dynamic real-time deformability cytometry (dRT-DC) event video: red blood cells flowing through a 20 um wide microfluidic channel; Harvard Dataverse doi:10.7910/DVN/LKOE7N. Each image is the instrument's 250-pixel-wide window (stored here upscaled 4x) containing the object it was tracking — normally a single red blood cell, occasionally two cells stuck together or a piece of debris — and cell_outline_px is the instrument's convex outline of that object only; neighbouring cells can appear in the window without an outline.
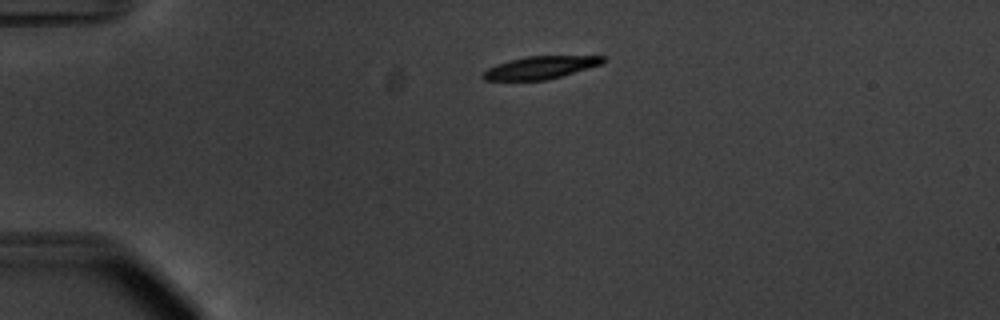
{"species": "common noctule bat (a hibernating species)", "species_latin": "Nyctalus noctula", "temperature_condition": "warm", "stored_images_in_passage": 43, "camera_frame_rate_fps": 3000, "um_per_image_px": 0.085, "animal": {"sex": "male", "body_mass_g": 20.1, "forearm_length_mm": 53.5}, "frame": {"image": 1, "passage_image": 1, "time_ms": 0.0, "image_size_px": [1000, 320], "cell_outline_px": [[604, 60], [600, 64], [588, 68], [560, 76], [544, 80], [484, 80], [480, 76], [480, 72], [496, 64], [524, 56], [604, 56]], "centroid_in_image_um": [45.83, 5.74], "position_along_channel_um": 39.2, "area_um2": 15.66}}
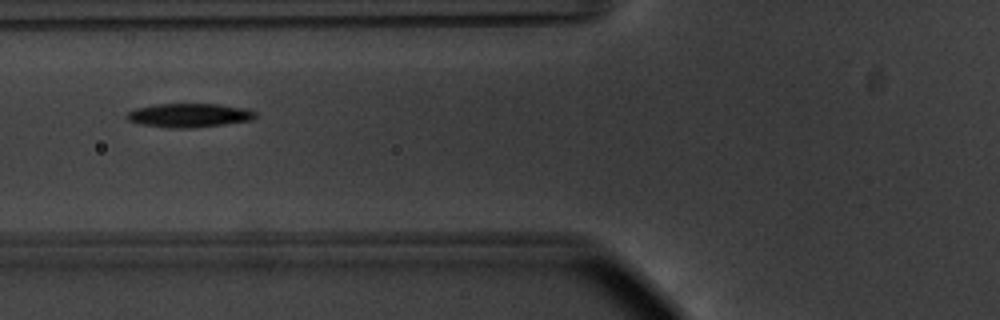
{"frame": {"image": 2, "passage_image": 10, "time_ms": 3.0, "image_size_px": [1000, 320], "cell_outline_px": [[256, 116], [252, 120], [196, 128], [168, 128], [140, 124], [128, 120], [124, 116], [128, 112], [136, 108], [156, 104], [220, 104], [248, 108], [256, 112]], "centroid_in_image_um": [16.09, 9.8], "position_along_channel_um": 109.7, "area_um2": 18.09}}
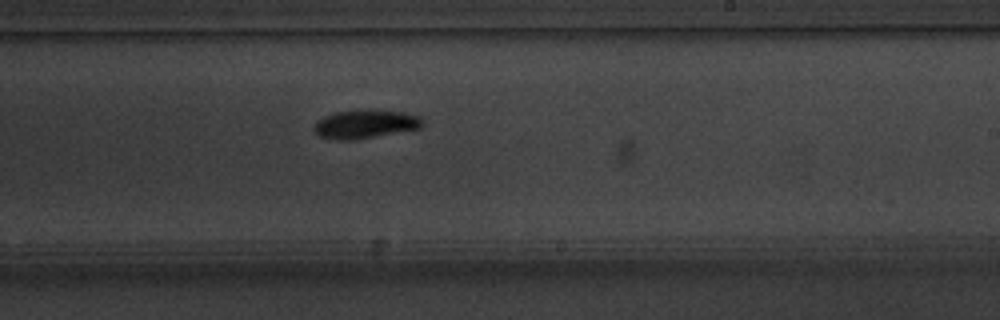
{"frame": {"image": 3, "passage_image": 22, "time_ms": 7.0, "image_size_px": [1000, 320], "cell_outline_px": [[424, 124], [420, 128], [352, 140], [336, 140], [320, 136], [316, 132], [316, 124], [324, 116], [336, 112], [364, 108], [404, 112], [420, 116], [424, 120]], "centroid_in_image_um": [31.11, 10.52], "position_along_channel_um": 257.9, "area_um2": 18.03}, "authors_computed_cell_mechanics": {"area_um2": 17.34, "velocity_mm_per_s": 3.7007, "shape_relaxation_time_tau1_ms": 2.4351, "shape_relaxation_time_tau2_ms": 4.7696, "deformation_change_tau1": 0.1404, "deformation_change_tau2": 0.0805}}